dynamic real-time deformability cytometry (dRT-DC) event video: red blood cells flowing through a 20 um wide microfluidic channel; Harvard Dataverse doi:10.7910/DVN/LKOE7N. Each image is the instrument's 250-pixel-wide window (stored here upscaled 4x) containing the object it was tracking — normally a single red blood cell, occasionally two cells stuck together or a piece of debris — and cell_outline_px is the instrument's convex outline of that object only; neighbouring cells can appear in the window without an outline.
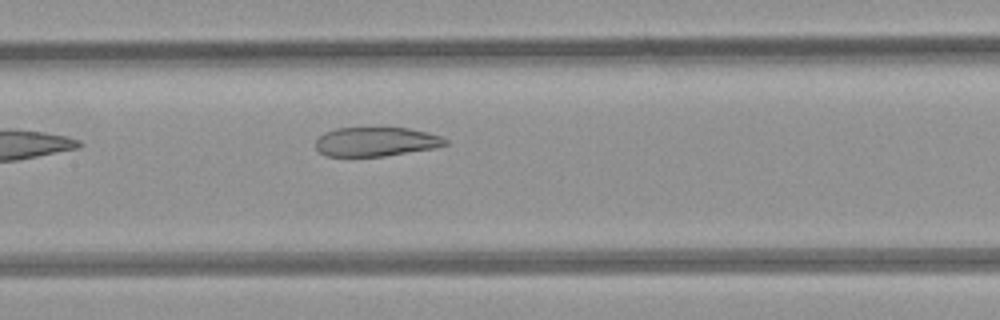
{"species": "common noctule bat (a hibernating species)", "species_latin": "Nyctalus noctula", "temperature_condition": "room temperature", "stored_images_in_passage": 8, "camera_frame_rate_fps": 3000, "um_per_image_px": 0.085, "animal": {"sex": "female", "body_mass_g": 21.9}, "frame": {"image": 1, "passage_image": 8, "time_ms": 9.0, "image_size_px": [1000, 320], "cell_outline_px": [[448, 144], [436, 148], [384, 156], [328, 156], [320, 152], [316, 148], [316, 140], [324, 132], [336, 128], [408, 128], [428, 132], [440, 136], [448, 140]], "centroid_in_image_um": [31.98, 12.04], "position_along_channel_um": 175.4, "area_um2": 22.02}}